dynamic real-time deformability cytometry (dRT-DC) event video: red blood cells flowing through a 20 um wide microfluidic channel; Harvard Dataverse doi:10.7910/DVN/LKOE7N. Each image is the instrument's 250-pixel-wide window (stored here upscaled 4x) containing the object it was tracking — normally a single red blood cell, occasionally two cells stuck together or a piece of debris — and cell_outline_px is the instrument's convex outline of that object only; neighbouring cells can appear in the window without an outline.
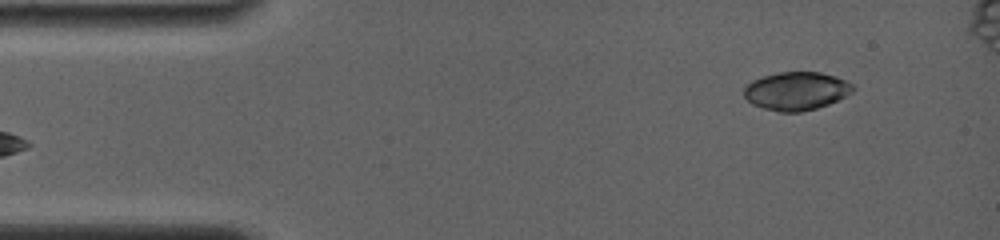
{"species": "common noctule bat (a hibernating species)", "species_latin": "Nyctalus noctula", "temperature_condition": "room temperature", "stored_images_in_passage": 4, "camera_frame_rate_fps": 4000, "um_per_image_px": 0.085, "animal": {"sex": "female", "body_mass_g": 19.0, "forearm_length_mm": 56.7}, "frame": {"image": 1, "passage_image": 1, "time_ms": 0.0, "image_size_px": [1000, 240], "cell_outline_px": [[856, 88], [852, 92], [828, 104], [816, 108], [800, 112], [780, 112], [764, 108], [752, 104], [744, 96], [744, 88], [752, 80], [764, 76], [780, 72], [820, 72], [836, 76], [852, 84]], "centroid_in_image_um": [67.68, 7.73], "position_along_channel_um": 17.3, "area_um2": 24.1}}